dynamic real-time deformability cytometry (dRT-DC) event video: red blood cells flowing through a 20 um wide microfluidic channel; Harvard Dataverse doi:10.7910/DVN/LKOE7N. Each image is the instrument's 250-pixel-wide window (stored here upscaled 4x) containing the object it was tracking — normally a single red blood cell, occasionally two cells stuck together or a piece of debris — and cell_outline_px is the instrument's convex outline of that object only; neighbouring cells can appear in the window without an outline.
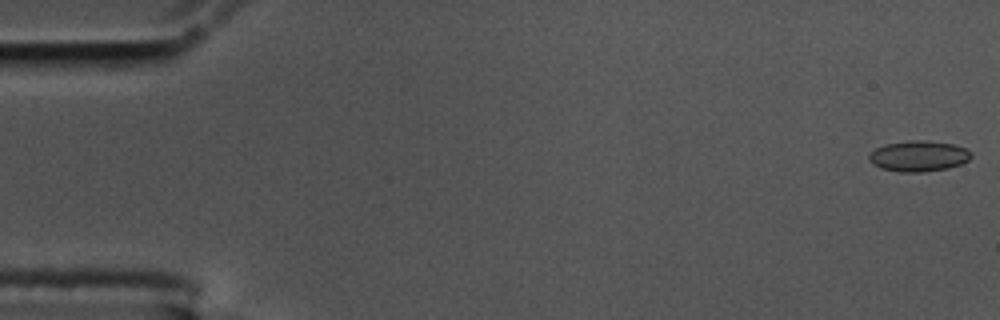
{"species": "common noctule bat (a hibernating species)", "species_latin": "Nyctalus noctula", "temperature_condition": "cold", "stored_images_in_passage": 53, "camera_frame_rate_fps": 3000, "um_per_image_px": 0.085, "animal": {"sex": "male", "body_mass_g": 17.5, "forearm_length_mm": 52.3}, "frame": {"image": 1, "passage_image": 1, "time_ms": 0.0, "image_size_px": [1000, 320], "cell_outline_px": [[972, 156], [968, 160], [960, 164], [948, 168], [924, 172], [900, 172], [880, 168], [872, 164], [868, 160], [868, 156], [876, 148], [884, 144], [908, 140], [928, 140], [952, 144], [964, 148], [972, 152]], "centroid_in_image_um": [78.06, 13.26], "position_along_channel_um": 6.9, "area_um2": 18.44}}
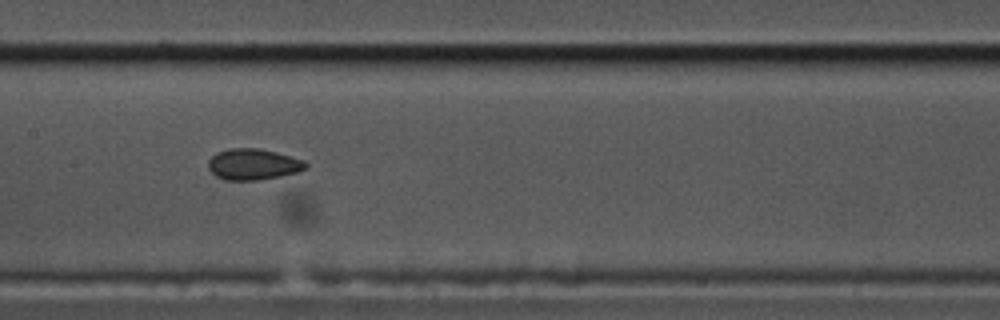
{"frame": {"image": 2, "passage_image": 28, "time_ms": 9.0, "image_size_px": [1000, 320], "cell_outline_px": [[308, 168], [300, 172], [280, 176], [256, 180], [224, 180], [216, 176], [208, 168], [208, 160], [216, 152], [228, 148], [260, 148], [276, 152], [304, 160], [308, 164]], "centroid_in_image_um": [21.53, 13.96], "position_along_channel_um": 185.9, "area_um2": 17.86}}
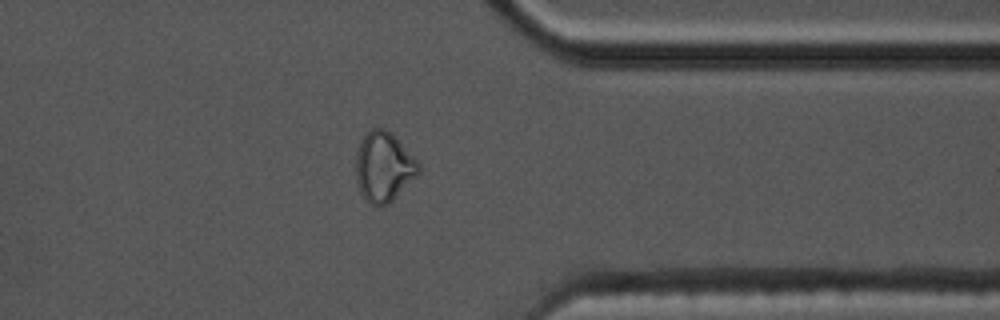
{"frame": {"image": 3, "passage_image": 45, "time_ms": 14.667, "image_size_px": [1000, 320], "cell_outline_px": [[420, 172], [388, 204], [372, 204], [360, 192], [356, 180], [356, 148], [360, 140], [372, 128], [384, 128], [420, 164]], "centroid_in_image_um": [32.57, 14.18], "position_along_channel_um": 378.8, "area_um2": 24.74}, "authors_computed_cell_mechanics": {"area_um2": 17.6868, "velocity_mm_per_s": 3.5346, "shape_relaxation_time_tau1_ms": null, "shape_relaxation_time_tau2_ms": 1.2049, "deformation_change_tau1": null, "deformation_change_tau2": 0.0503}}